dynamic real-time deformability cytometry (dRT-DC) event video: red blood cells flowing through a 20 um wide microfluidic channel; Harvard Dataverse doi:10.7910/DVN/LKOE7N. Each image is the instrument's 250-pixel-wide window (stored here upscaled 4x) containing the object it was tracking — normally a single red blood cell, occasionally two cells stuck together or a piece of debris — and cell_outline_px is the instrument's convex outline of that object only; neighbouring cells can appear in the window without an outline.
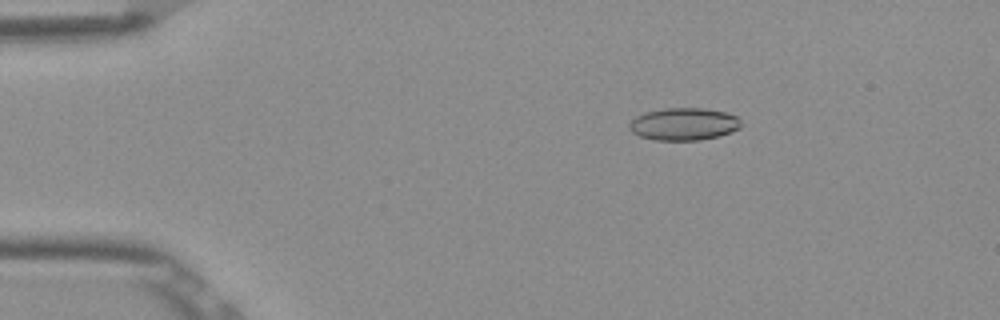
{"species": "Egyptian fruit bat (a non-hibernating species)", "species_latin": "Rousettus aegyptiacus", "temperature_condition": "room temperature", "stored_images_in_passage": 3, "camera_frame_rate_fps": 3000, "um_per_image_px": 0.085, "frame": {"image": 1, "passage_image": 1, "time_ms": 0.0, "image_size_px": [1000, 320], "cell_outline_px": [[740, 128], [732, 132], [720, 136], [700, 140], [656, 140], [640, 136], [632, 132], [628, 128], [628, 124], [636, 116], [644, 112], [664, 108], [704, 108], [728, 112], [736, 116], [740, 120]], "centroid_in_image_um": [58.13, 10.54], "position_along_channel_um": 26.9, "area_um2": 21.33}}
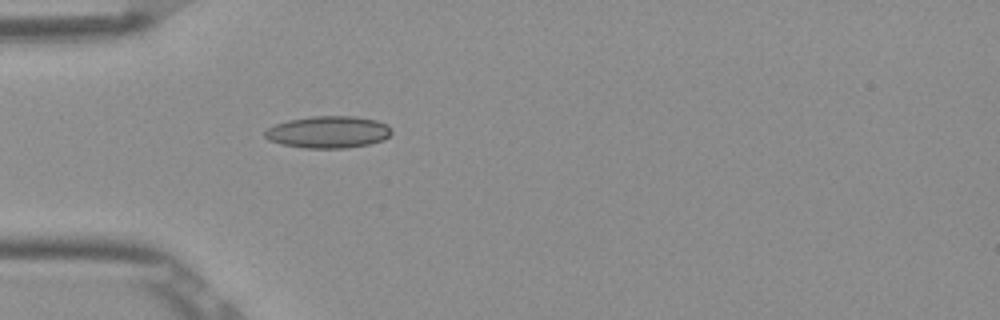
{"frame": {"image": 2, "passage_image": 3, "time_ms": 0.667, "image_size_px": [1000, 320], "cell_outline_px": [[392, 132], [384, 140], [368, 144], [344, 148], [304, 148], [284, 144], [268, 140], [264, 136], [264, 132], [268, 128], [276, 124], [288, 120], [312, 116], [356, 116], [376, 120], [388, 124], [392, 128]], "centroid_in_image_um": [27.93, 11.22], "position_along_channel_um": 57.1, "area_um2": 23.64}}